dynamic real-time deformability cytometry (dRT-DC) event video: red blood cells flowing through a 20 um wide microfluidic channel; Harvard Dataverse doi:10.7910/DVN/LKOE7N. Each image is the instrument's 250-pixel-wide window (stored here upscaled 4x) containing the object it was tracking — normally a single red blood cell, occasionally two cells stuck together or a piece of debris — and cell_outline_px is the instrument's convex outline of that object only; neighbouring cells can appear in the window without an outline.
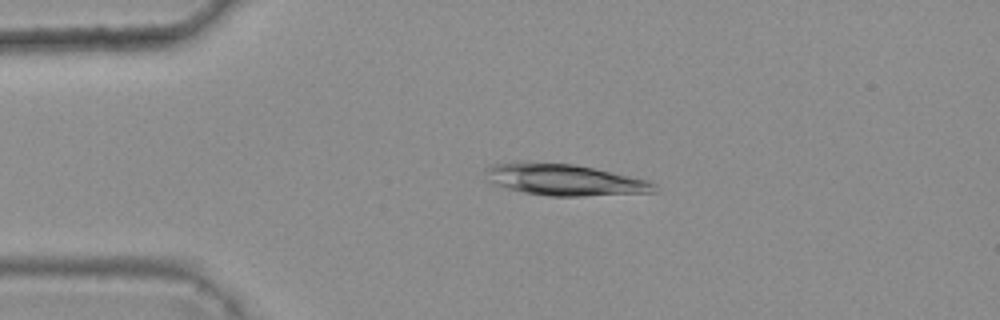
{"species": "common noctule bat (a hibernating species)", "species_latin": "Nyctalus noctula", "temperature_condition": "warm", "stored_images_in_passage": 5, "camera_frame_rate_fps": 3000, "um_per_image_px": 0.085, "animal": {"sex": "female", "body_mass_g": 25.1}, "frame": {"image": 1, "passage_image": 4, "time_ms": 1.0, "image_size_px": [1000, 320], "cell_outline_px": [[656, 192], [584, 196], [548, 196], [524, 192], [508, 188], [496, 184], [488, 180], [484, 172], [484, 168], [492, 164], [516, 160], [528, 160], [576, 164], [648, 180], [656, 184]], "centroid_in_image_um": [47.91, 15.25], "position_along_channel_um": 37.1, "area_um2": 31.5}}